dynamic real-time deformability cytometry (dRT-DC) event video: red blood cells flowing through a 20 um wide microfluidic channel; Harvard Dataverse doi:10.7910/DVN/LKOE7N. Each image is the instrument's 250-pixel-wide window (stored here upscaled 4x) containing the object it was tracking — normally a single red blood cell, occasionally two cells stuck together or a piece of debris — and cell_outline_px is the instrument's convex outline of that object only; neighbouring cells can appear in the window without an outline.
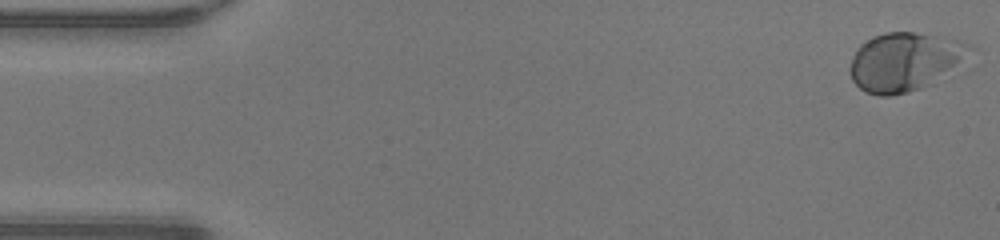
{"species": "human", "species_latin": "Homo sapiens", "temperature_condition": "warm", "stored_images_in_passage": 48, "camera_frame_rate_fps": 3000, "um_per_image_px": 0.085, "donor": {"sex": "male"}, "frame": {"image": 1, "passage_image": 1, "time_ms": 0.0, "image_size_px": [1000, 240], "cell_outline_px": [[976, 48], [932, 84], [908, 92], [888, 96], [880, 96], [868, 92], [860, 88], [852, 80], [848, 68], [852, 56], [856, 48], [860, 44], [884, 32], [912, 32], [956, 40], [968, 44]], "centroid_in_image_um": [76.83, 5.25], "position_along_channel_um": 8.2, "area_um2": 40.29}}
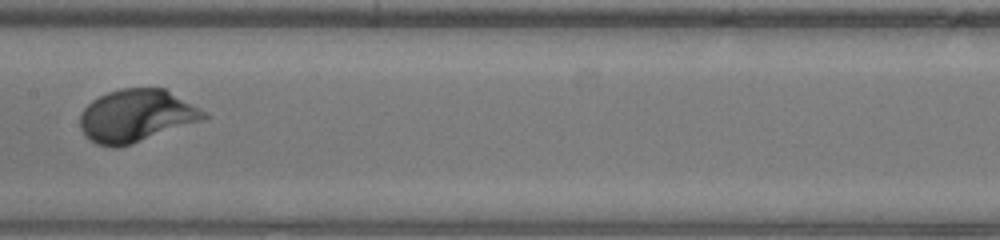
{"frame": {"image": 2, "passage_image": 24, "time_ms": 7.667, "image_size_px": [1000, 240], "cell_outline_px": [[212, 116], [132, 144], [116, 148], [112, 148], [96, 144], [80, 128], [80, 112], [92, 100], [108, 92], [120, 88], [164, 88]], "centroid_in_image_um": [11.55, 9.84], "position_along_channel_um": 195.9, "area_um2": 37.45}}
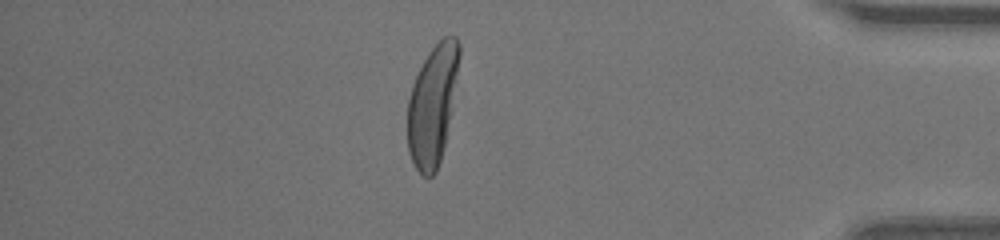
{"frame": {"image": 3, "passage_image": 41, "time_ms": 13.333, "image_size_px": [1000, 240], "cell_outline_px": [[460, 56], [444, 148], [436, 172], [432, 176], [424, 176], [416, 168], [408, 152], [408, 100], [412, 84], [428, 52], [444, 36], [456, 36], [460, 44]], "centroid_in_image_um": [36.75, 8.91], "position_along_channel_um": 398.4, "area_um2": 35.55}, "authors_computed_cell_mechanics": {"area_um2": 36.9631, "velocity_mm_per_s": 4.3012, "shape_relaxation_time_tau1_ms": 1.7348, "shape_relaxation_time_tau2_ms": null, "deformation_change_tau1": 0.1463, "deformation_change_tau2": null}}